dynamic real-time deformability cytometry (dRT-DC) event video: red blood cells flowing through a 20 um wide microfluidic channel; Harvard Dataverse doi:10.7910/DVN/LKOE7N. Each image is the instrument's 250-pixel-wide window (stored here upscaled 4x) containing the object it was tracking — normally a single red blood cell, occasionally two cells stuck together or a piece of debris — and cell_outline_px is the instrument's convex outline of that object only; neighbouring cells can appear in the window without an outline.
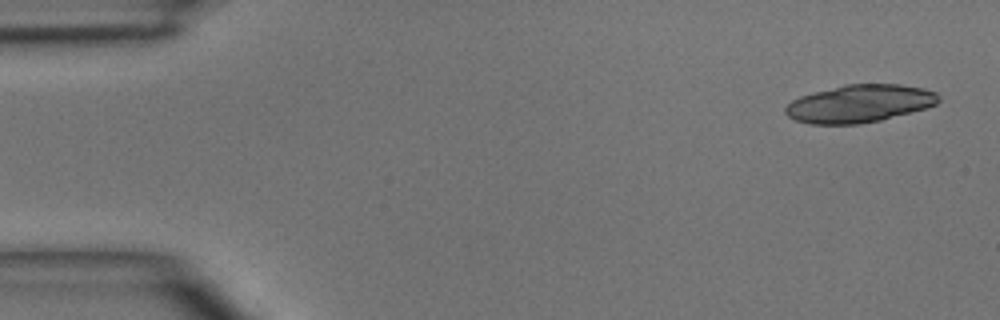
{"species": "common noctule bat (a hibernating species)", "species_latin": "Nyctalus noctula", "temperature_condition": "room temperature", "stored_images_in_passage": 5, "camera_frame_rate_fps": 3000, "um_per_image_px": 0.085, "animal": {"sex": "male", "body_mass_g": 15.6}, "frame": {"image": 1, "passage_image": 1, "time_ms": 0.0, "image_size_px": [1000, 320], "cell_outline_px": [[940, 100], [936, 104], [924, 108], [880, 120], [860, 124], [812, 124], [796, 120], [788, 116], [784, 112], [784, 108], [792, 100], [800, 96], [848, 84], [900, 84], [924, 88], [936, 92], [940, 96]], "centroid_in_image_um": [73.07, 8.81], "position_along_channel_um": 11.9, "area_um2": 33.35}}
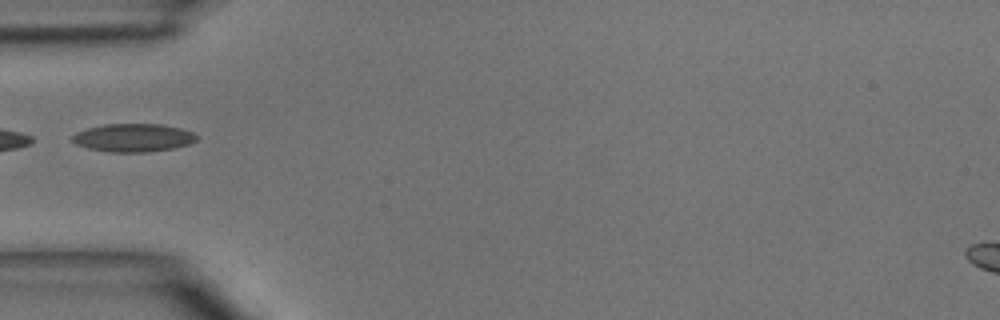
{"frame": {"image": 2, "passage_image": 5, "time_ms": 4.333, "image_size_px": [1000, 320], "cell_outline_px": [[196, 140], [188, 144], [172, 148], [148, 152], [112, 152], [88, 148], [76, 144], [72, 140], [72, 136], [76, 132], [88, 128], [104, 124], [160, 124], [180, 128], [192, 132], [196, 136]], "centroid_in_image_um": [11.3, 11.7], "position_along_channel_um": 73.7, "area_um2": 20.17}}